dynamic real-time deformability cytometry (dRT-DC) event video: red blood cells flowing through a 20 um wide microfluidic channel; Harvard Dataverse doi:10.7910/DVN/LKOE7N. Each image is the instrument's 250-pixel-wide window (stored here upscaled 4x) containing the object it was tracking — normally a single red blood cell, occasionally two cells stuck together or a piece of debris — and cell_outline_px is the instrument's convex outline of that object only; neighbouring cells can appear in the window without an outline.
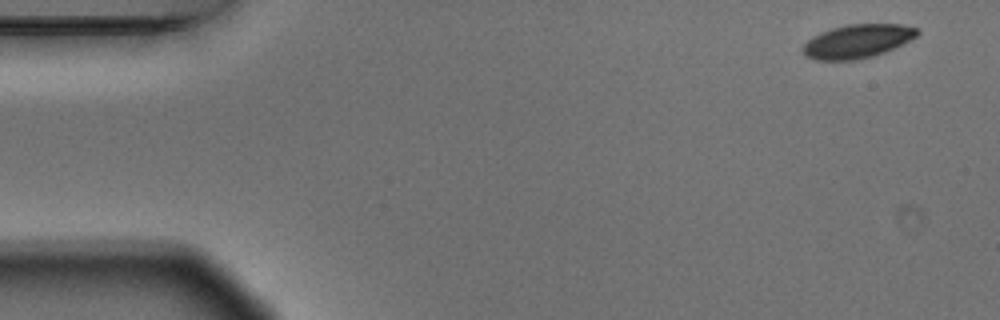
{"species": "Egyptian fruit bat (a non-hibernating species)", "species_latin": "Rousettus aegyptiacus", "temperature_condition": "warm", "stored_images_in_passage": 7, "camera_frame_rate_fps": 3000, "um_per_image_px": 0.085, "animal": {"sex": "male"}, "frame": {"image": 1, "passage_image": 1, "time_ms": 0.0, "image_size_px": [1000, 320], "cell_outline_px": [[920, 32], [916, 36], [884, 52], [872, 56], [856, 60], [816, 60], [804, 56], [800, 48], [812, 36], [820, 32], [832, 28], [848, 24], [900, 24], [920, 28]], "centroid_in_image_um": [72.83, 3.5], "position_along_channel_um": 12.2, "area_um2": 22.43}}
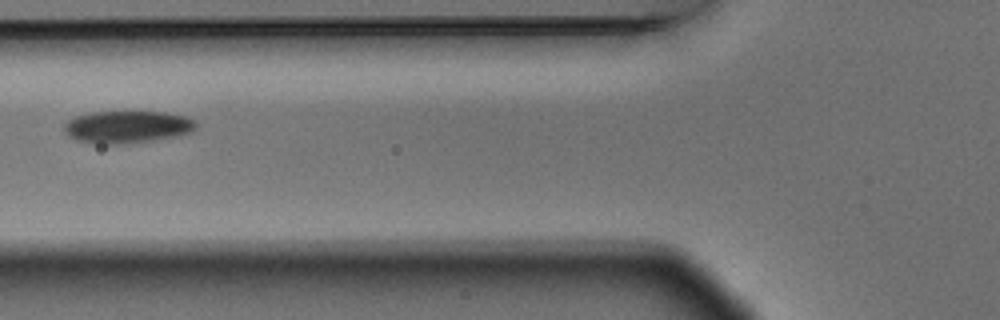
{"frame": {"image": 2, "passage_image": 5, "time_ms": 1.333, "image_size_px": [1000, 320], "cell_outline_px": [[196, 128], [192, 132], [176, 136], [152, 140], [124, 144], [104, 144], [76, 140], [68, 136], [64, 132], [64, 124], [68, 120], [76, 116], [88, 112], [164, 112], [184, 116], [196, 120]], "centroid_in_image_um": [10.8, 10.78], "position_along_channel_um": 115.0, "area_um2": 24.85}}
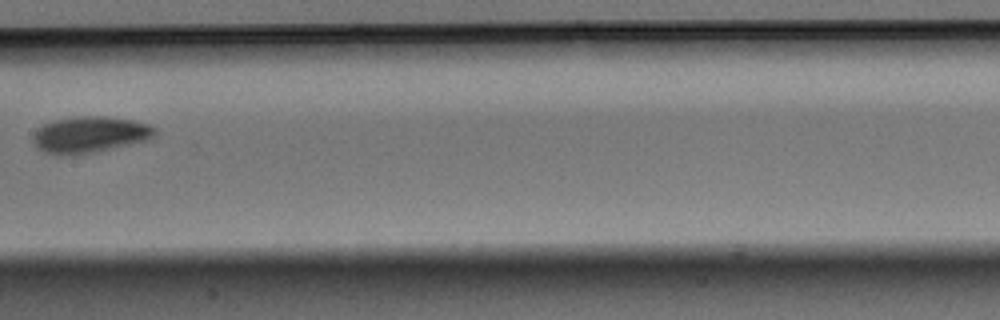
{"frame": {"image": 3, "passage_image": 7, "time_ms": 2.0, "image_size_px": [1000, 320], "cell_outline_px": [[156, 132], [148, 140], [88, 152], [60, 156], [56, 156], [44, 152], [32, 140], [36, 132], [44, 124], [52, 120], [76, 116], [108, 116], [136, 120], [148, 124], [156, 128]], "centroid_in_image_um": [7.64, 11.41], "position_along_channel_um": 199.8, "area_um2": 25.43}}